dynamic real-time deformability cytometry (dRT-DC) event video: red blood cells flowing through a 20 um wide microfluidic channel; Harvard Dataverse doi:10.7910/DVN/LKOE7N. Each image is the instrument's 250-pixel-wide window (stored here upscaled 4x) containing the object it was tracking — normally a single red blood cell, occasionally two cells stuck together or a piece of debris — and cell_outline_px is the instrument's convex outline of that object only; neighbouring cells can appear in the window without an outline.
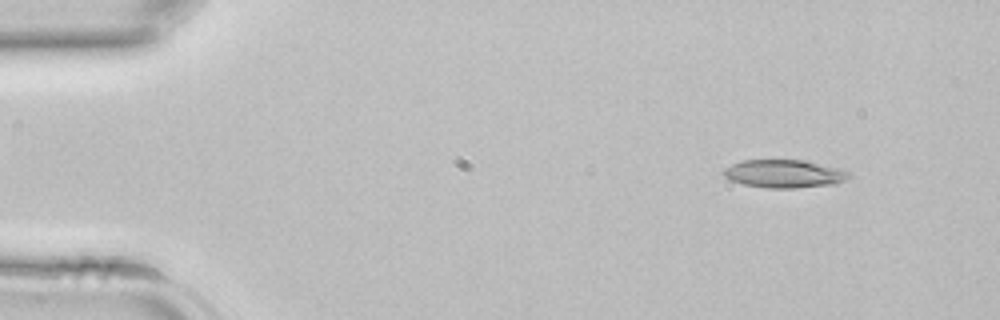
{"species": "common noctule bat (a hibernating species)", "species_latin": "Nyctalus noctula", "temperature_condition": "room temperature", "stored_images_in_passage": 39, "camera_frame_rate_fps": 3000, "um_per_image_px": 0.085, "animal": {"sex": "female", "body_mass_g": 22.7, "forearm_length_mm": 54.2}, "frame": {"image": 1, "passage_image": 2, "time_ms": 0.333, "image_size_px": [1000, 320], "cell_outline_px": [[852, 176], [836, 184], [796, 188], [768, 188], [744, 184], [732, 180], [724, 176], [724, 168], [732, 164], [744, 160], [804, 160], [840, 168], [848, 172]], "centroid_in_image_um": [66.69, 14.77], "position_along_channel_um": 18.3, "area_um2": 20.4}}
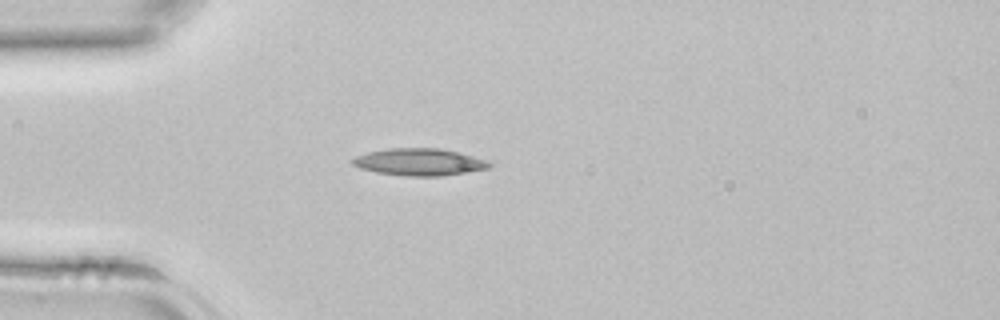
{"frame": {"image": 2, "passage_image": 9, "time_ms": 2.667, "image_size_px": [1000, 320], "cell_outline_px": [[492, 164], [488, 168], [440, 176], [404, 176], [376, 172], [360, 168], [352, 164], [352, 160], [356, 156], [368, 152], [388, 148], [440, 148], [460, 152], [488, 160]], "centroid_in_image_um": [35.64, 13.76], "position_along_channel_um": 49.4, "area_um2": 21.56}}
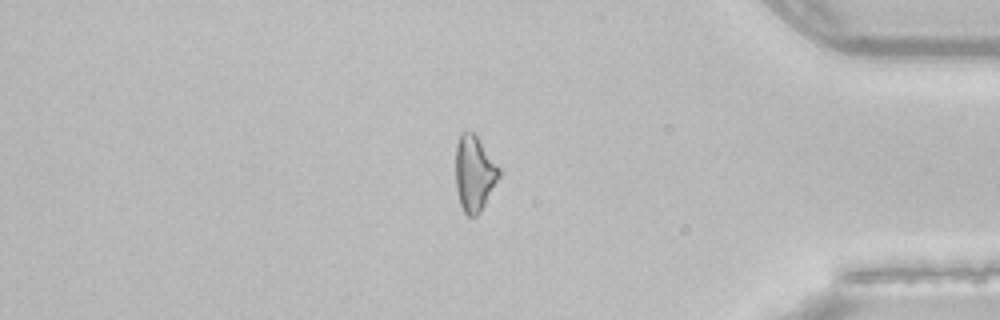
{"frame": {"image": 3, "passage_image": 33, "time_ms": 10.667, "image_size_px": [1000, 320], "cell_outline_px": [[500, 176], [480, 212], [476, 216], [468, 216], [464, 212], [460, 204], [456, 188], [456, 144], [460, 132], [472, 132], [476, 136], [500, 168]], "centroid_in_image_um": [40.3, 14.75], "position_along_channel_um": 394.9, "area_um2": 18.9}}